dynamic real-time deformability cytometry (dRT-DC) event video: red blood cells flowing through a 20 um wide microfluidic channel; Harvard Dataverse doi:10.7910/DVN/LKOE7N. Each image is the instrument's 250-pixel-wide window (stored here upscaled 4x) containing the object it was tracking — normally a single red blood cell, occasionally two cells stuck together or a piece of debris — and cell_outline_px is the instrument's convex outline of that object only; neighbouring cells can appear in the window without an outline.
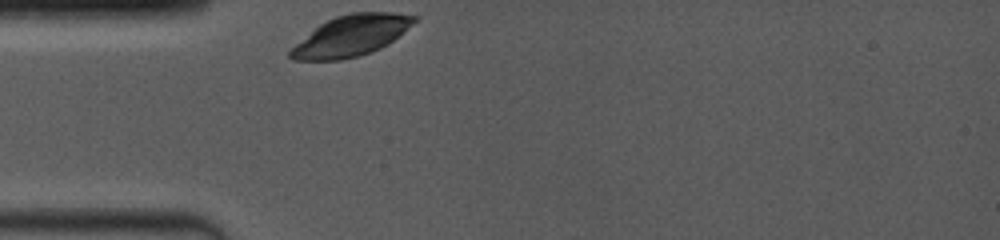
{"species": "common noctule bat (a hibernating species)", "species_latin": "Nyctalus noctula", "temperature_condition": "room temperature", "stored_images_in_passage": 22, "camera_frame_rate_fps": 4000, "um_per_image_px": 0.085, "animal": {"sex": "female", "body_mass_g": 19.0, "forearm_length_mm": 53.3}, "frame": {"image": 1, "passage_image": 1, "time_ms": 0.0, "image_size_px": [1000, 240], "cell_outline_px": [[420, 16], [404, 32], [380, 48], [360, 56], [340, 60], [292, 60], [288, 56], [288, 52], [296, 44], [320, 24], [336, 16], [352, 12], [392, 12]], "centroid_in_image_um": [29.86, 3.03], "position_along_channel_um": 55.1, "area_um2": 29.19}}
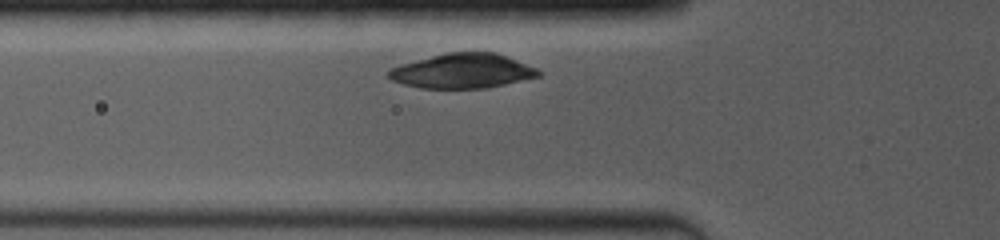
{"frame": {"image": 2, "passage_image": 7, "time_ms": 1.0, "image_size_px": [1000, 240], "cell_outline_px": [[544, 72], [540, 76], [504, 84], [484, 88], [420, 88], [404, 84], [392, 80], [384, 72], [388, 68], [400, 64], [448, 52], [496, 52], [540, 68]], "centroid_in_image_um": [39.33, 6.02], "position_along_channel_um": 86.5, "area_um2": 30.52}}
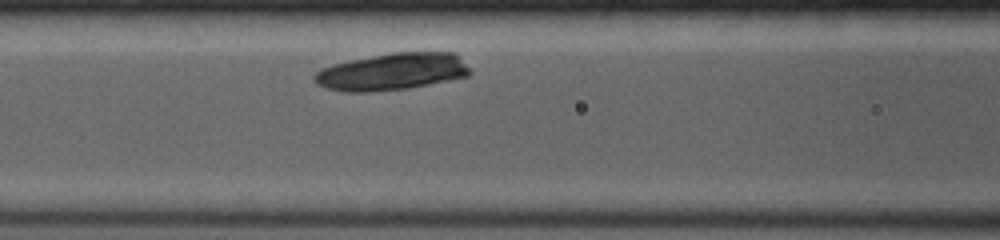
{"frame": {"image": 3, "passage_image": 15, "time_ms": 2.25, "image_size_px": [1000, 240], "cell_outline_px": [[472, 72], [468, 76], [408, 88], [368, 92], [344, 92], [324, 88], [316, 84], [312, 80], [312, 76], [320, 68], [332, 64], [392, 52], [456, 52], [460, 56]], "centroid_in_image_um": [33.29, 6.09], "position_along_channel_um": 133.3, "area_um2": 33.81}}